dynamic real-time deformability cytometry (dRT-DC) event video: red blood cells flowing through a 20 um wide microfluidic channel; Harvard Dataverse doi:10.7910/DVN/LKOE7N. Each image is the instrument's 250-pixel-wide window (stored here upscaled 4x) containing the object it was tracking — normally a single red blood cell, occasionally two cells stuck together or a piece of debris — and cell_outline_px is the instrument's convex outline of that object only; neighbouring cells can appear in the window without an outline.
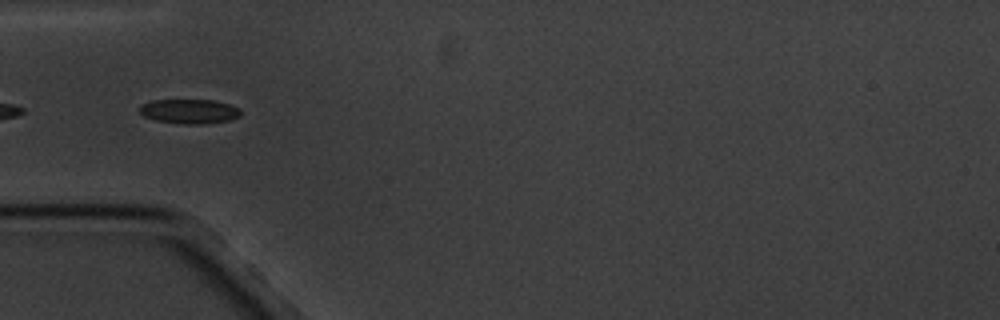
{"species": "common noctule bat (a hibernating species)", "species_latin": "Nyctalus noctula", "temperature_condition": "cold", "stored_images_in_passage": 17, "segment_of_instrument_passage": [2, 2], "camera_frame_rate_fps": 3000, "um_per_image_px": 0.085, "animal": {"sex": "male", "body_mass_g": 20.1, "forearm_length_mm": 53.5}, "frame": {"image": 1, "passage_image": 6, "time_ms": 5.667, "image_size_px": [1000, 320], "cell_outline_px": [[240, 116], [232, 120], [208, 124], [184, 124], [156, 120], [144, 116], [136, 108], [140, 104], [152, 100], [212, 100], [228, 104], [240, 108]], "centroid_in_image_um": [16.08, 9.47], "position_along_channel_um": 68.9, "area_um2": 14.62}}
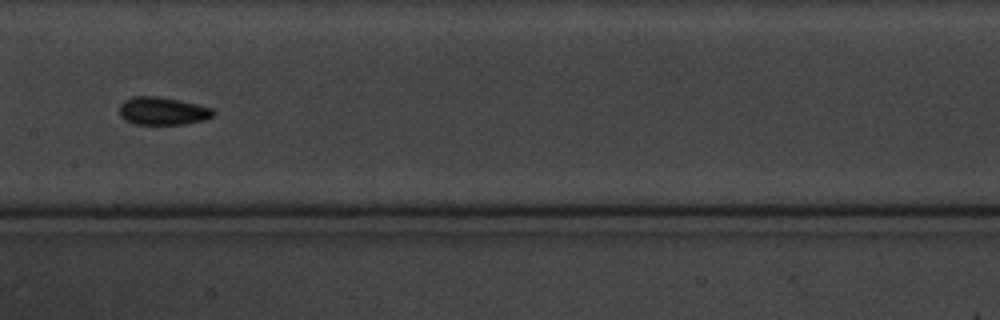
{"frame": {"image": 2, "passage_image": 9, "time_ms": 9.333, "image_size_px": [1000, 320], "cell_outline_px": [[216, 112], [212, 116], [204, 120], [184, 124], [132, 124], [124, 120], [120, 116], [120, 104], [124, 100], [132, 96], [156, 96], [180, 100], [212, 108]], "centroid_in_image_um": [13.8, 9.43], "position_along_channel_um": 193.6, "area_um2": 15.32}}
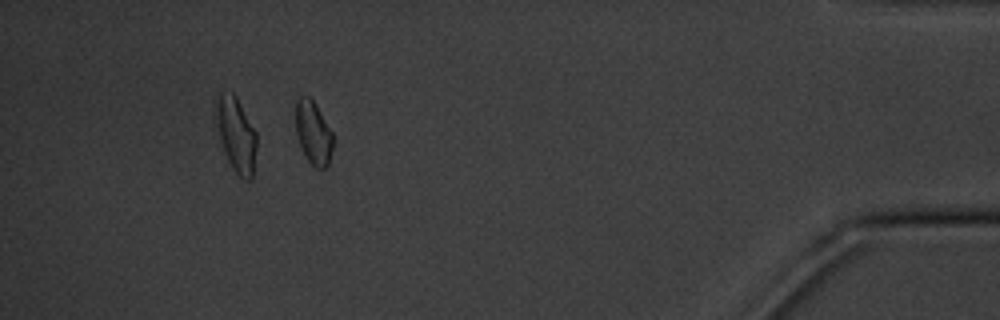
{"frame": {"image": 3, "passage_image": 16, "time_ms": 17.333, "image_size_px": [1000, 320], "cell_outline_px": [[332, 148], [328, 164], [324, 168], [316, 168], [308, 160], [296, 136], [296, 100], [300, 96], [308, 96], [316, 104], [332, 132]], "centroid_in_image_um": [26.62, 11.26], "position_along_channel_um": 408.6, "area_um2": 13.53}}